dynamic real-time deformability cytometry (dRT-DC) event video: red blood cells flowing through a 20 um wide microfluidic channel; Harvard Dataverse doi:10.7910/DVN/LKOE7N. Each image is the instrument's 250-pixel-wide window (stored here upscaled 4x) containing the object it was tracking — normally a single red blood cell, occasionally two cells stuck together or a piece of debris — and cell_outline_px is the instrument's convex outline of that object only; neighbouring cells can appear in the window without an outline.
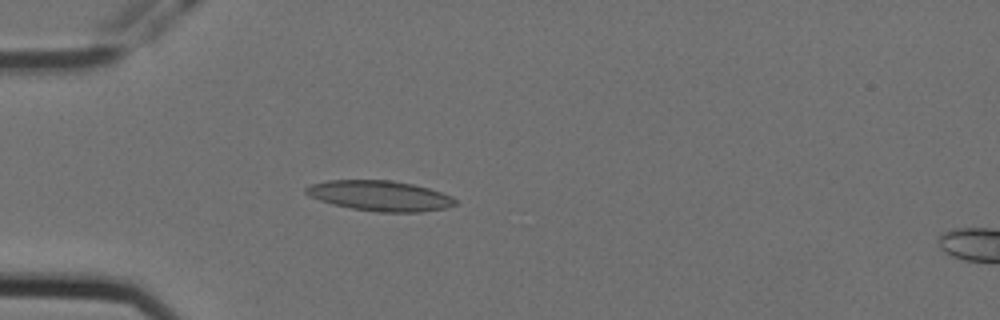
{"species": "Egyptian fruit bat (a non-hibernating species)", "species_latin": "Rousettus aegyptiacus", "temperature_condition": "cold", "stored_images_in_passage": 5, "camera_frame_rate_fps": 3000, "um_per_image_px": 0.085, "animal": {"sex": "female"}, "frame": {"image": 1, "passage_image": 5, "time_ms": 1.333, "image_size_px": [1000, 320], "cell_outline_px": [[456, 204], [444, 208], [420, 212], [376, 212], [352, 208], [332, 204], [308, 196], [304, 192], [304, 188], [312, 184], [328, 180], [392, 180], [412, 184], [428, 188], [452, 196], [456, 200]], "centroid_in_image_um": [32.26, 16.64], "position_along_channel_um": 52.7, "area_um2": 26.3}}